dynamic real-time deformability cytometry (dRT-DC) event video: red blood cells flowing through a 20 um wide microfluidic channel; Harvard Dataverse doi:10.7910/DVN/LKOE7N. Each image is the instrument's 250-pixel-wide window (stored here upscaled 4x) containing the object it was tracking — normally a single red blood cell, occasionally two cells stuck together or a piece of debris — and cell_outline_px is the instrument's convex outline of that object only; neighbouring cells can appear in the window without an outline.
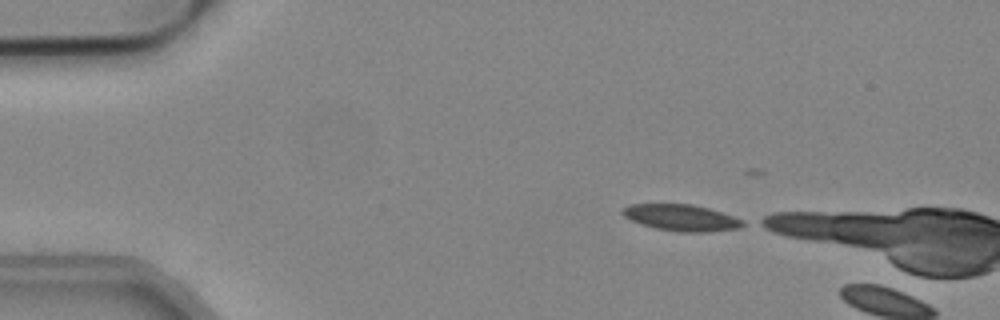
{"species": "common noctule bat (a hibernating species)", "species_latin": "Nyctalus noctula", "temperature_condition": "cold", "stored_images_in_passage": 5, "camera_frame_rate_fps": 3000, "um_per_image_px": 0.085, "animal": {"sex": "male", "body_mass_g": 19.2, "forearm_length_mm": 51.8}, "frame": {"image": 1, "passage_image": 2, "time_ms": 0.333, "image_size_px": [1000, 320], "cell_outline_px": [[748, 224], [740, 228], [704, 232], [680, 232], [656, 228], [640, 224], [624, 216], [620, 212], [628, 204], [692, 204], [708, 208], [744, 220]], "centroid_in_image_um": [57.93, 18.5], "position_along_channel_um": 27.1, "area_um2": 18.5}}